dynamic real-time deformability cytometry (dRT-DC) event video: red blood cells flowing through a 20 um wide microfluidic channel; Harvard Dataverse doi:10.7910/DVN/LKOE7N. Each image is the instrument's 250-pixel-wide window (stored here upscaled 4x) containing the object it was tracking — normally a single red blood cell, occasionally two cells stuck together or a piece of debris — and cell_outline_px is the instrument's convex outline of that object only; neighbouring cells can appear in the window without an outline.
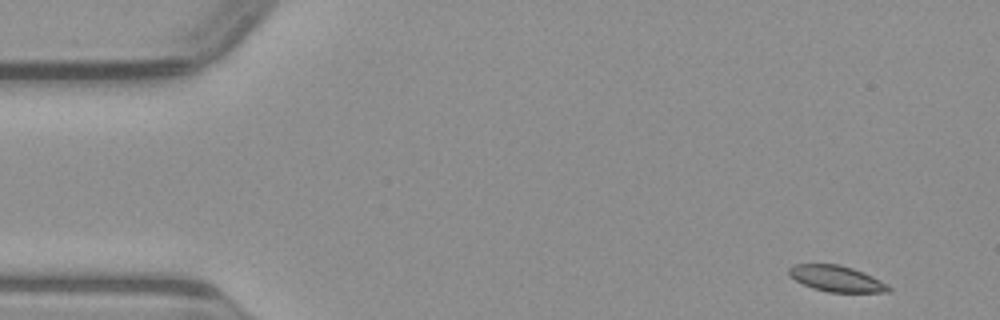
{"species": "common noctule bat (a hibernating species)", "species_latin": "Nyctalus noctula", "temperature_condition": "warm", "stored_images_in_passage": 8, "camera_frame_rate_fps": 3000, "um_per_image_px": 0.085, "animal": {"sex": "male", "body_mass_g": 23.1, "forearm_length_mm": 52.7}, "frame": {"image": 1, "passage_image": 1, "time_ms": 0.0, "image_size_px": [1000, 320], "cell_outline_px": [[892, 288], [888, 292], [828, 292], [812, 288], [788, 276], [788, 268], [792, 264], [840, 264], [852, 268], [872, 276], [888, 284]], "centroid_in_image_um": [71.08, 23.68], "position_along_channel_um": 13.9, "area_um2": 15.14}}